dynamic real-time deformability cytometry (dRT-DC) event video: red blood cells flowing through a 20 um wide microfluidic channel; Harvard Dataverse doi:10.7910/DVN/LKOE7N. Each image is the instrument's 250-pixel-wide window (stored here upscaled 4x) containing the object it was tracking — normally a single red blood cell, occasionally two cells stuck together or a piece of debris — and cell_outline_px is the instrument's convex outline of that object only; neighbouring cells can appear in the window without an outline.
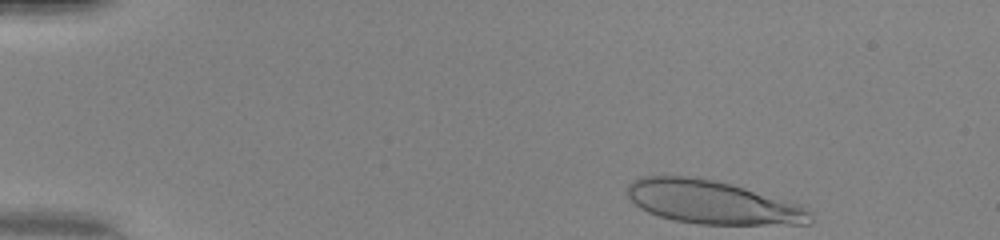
{"species": "human", "species_latin": "Homo sapiens", "temperature_condition": "warm", "stored_images_in_passage": 43, "camera_frame_rate_fps": 3000, "um_per_image_px": 0.085, "donor": {"sex": "female"}, "frame": {"image": 1, "passage_image": 1, "time_ms": 0.0, "image_size_px": [1000, 240], "cell_outline_px": [[812, 224], [700, 224], [672, 220], [648, 212], [640, 208], [628, 196], [628, 184], [632, 180], [640, 176], [688, 176], [716, 180], [732, 184], [800, 204], [812, 216]], "centroid_in_image_um": [60.53, 17.18], "position_along_channel_um": 24.5, "area_um2": 46.12}}
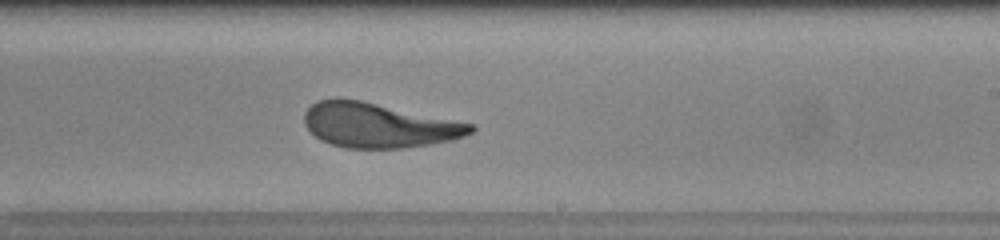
{"frame": {"image": 2, "passage_image": 25, "time_ms": 8.0, "image_size_px": [1000, 240], "cell_outline_px": [[476, 128], [472, 132], [464, 136], [452, 140], [404, 148], [344, 148], [320, 140], [304, 124], [304, 112], [316, 100], [360, 100], [476, 124]], "centroid_in_image_um": [32.21, 10.66], "position_along_channel_um": 256.8, "area_um2": 42.95}, "authors_computed_cell_mechanics": {"area_um2": 44.2748, "velocity_mm_per_s": 4.1791, "shape_relaxation_time_tau1_ms": 3.8271, "shape_relaxation_time_tau2_ms": null, "deformation_change_tau1": 0.2459, "deformation_change_tau2": null}}